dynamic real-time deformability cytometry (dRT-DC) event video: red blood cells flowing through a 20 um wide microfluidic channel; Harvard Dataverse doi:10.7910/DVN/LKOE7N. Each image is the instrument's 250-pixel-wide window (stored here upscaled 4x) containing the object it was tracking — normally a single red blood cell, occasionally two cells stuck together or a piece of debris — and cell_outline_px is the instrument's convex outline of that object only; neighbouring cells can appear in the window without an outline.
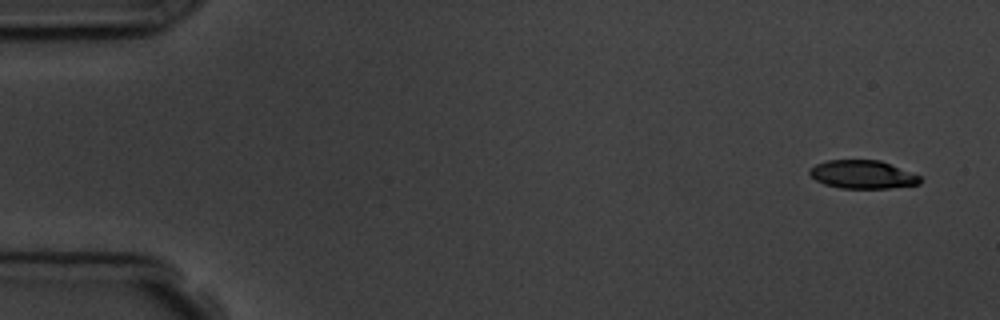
{"species": "common noctule bat (a hibernating species)", "species_latin": "Nyctalus noctula", "temperature_condition": "room temperature", "stored_images_in_passage": 4, "camera_frame_rate_fps": 3000, "um_per_image_px": 0.085, "animal": {"sex": "male", "body_mass_g": 19.5, "forearm_length_mm": 54.6}, "frame": {"image": 1, "passage_image": 1, "time_ms": 0.0, "image_size_px": [1000, 320], "cell_outline_px": [[924, 180], [920, 184], [888, 188], [840, 188], [824, 184], [816, 180], [808, 172], [816, 164], [828, 160], [880, 160], [920, 176]], "centroid_in_image_um": [73.34, 14.83], "position_along_channel_um": 11.7, "area_um2": 18.09}}
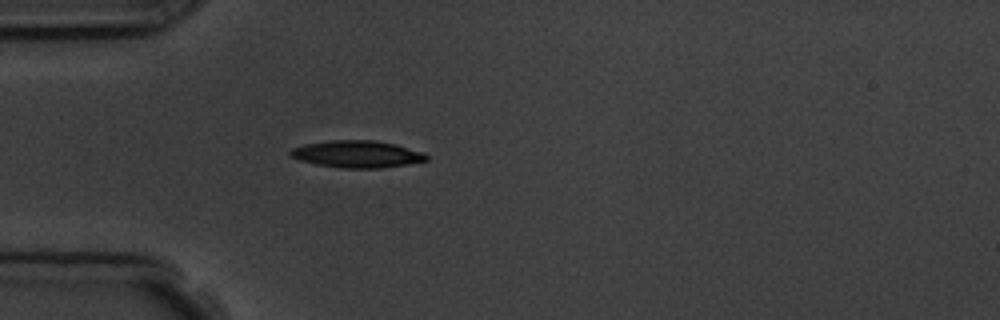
{"frame": {"image": 2, "passage_image": 4, "time_ms": 4.333, "image_size_px": [1000, 320], "cell_outline_px": [[428, 160], [380, 168], [344, 168], [316, 164], [300, 160], [288, 156], [288, 152], [292, 148], [304, 144], [332, 140], [376, 140], [396, 144], [424, 152], [428, 156]], "centroid_in_image_um": [30.33, 13.09], "position_along_channel_um": 54.7, "area_um2": 21.44}}